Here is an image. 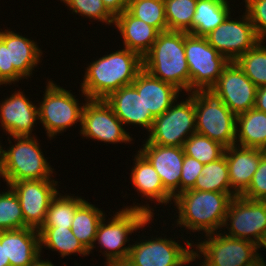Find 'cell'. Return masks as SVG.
Instances as JSON below:
<instances>
[{
	"mask_svg": "<svg viewBox=\"0 0 266 266\" xmlns=\"http://www.w3.org/2000/svg\"><path fill=\"white\" fill-rule=\"evenodd\" d=\"M142 69L143 58L127 48L104 55L85 69L81 93L85 99H105L130 85Z\"/></svg>",
	"mask_w": 266,
	"mask_h": 266,
	"instance_id": "6da1fadb",
	"label": "cell"
},
{
	"mask_svg": "<svg viewBox=\"0 0 266 266\" xmlns=\"http://www.w3.org/2000/svg\"><path fill=\"white\" fill-rule=\"evenodd\" d=\"M231 192L185 190L173 198L178 209L177 227L213 234L223 229Z\"/></svg>",
	"mask_w": 266,
	"mask_h": 266,
	"instance_id": "7a4b0ae2",
	"label": "cell"
},
{
	"mask_svg": "<svg viewBox=\"0 0 266 266\" xmlns=\"http://www.w3.org/2000/svg\"><path fill=\"white\" fill-rule=\"evenodd\" d=\"M143 68L152 76L190 93V76L183 31L160 32L143 57Z\"/></svg>",
	"mask_w": 266,
	"mask_h": 266,
	"instance_id": "3957f363",
	"label": "cell"
},
{
	"mask_svg": "<svg viewBox=\"0 0 266 266\" xmlns=\"http://www.w3.org/2000/svg\"><path fill=\"white\" fill-rule=\"evenodd\" d=\"M153 211L149 204H133L116 212L106 223L105 217L103 218L98 226L94 244L98 241L100 248L104 249L103 256L106 257V262L128 259L131 248L130 244L125 245L129 241L128 235L149 225L152 217L154 218Z\"/></svg>",
	"mask_w": 266,
	"mask_h": 266,
	"instance_id": "277c9868",
	"label": "cell"
},
{
	"mask_svg": "<svg viewBox=\"0 0 266 266\" xmlns=\"http://www.w3.org/2000/svg\"><path fill=\"white\" fill-rule=\"evenodd\" d=\"M196 133L220 143L225 148L235 145L236 115L213 89L194 92Z\"/></svg>",
	"mask_w": 266,
	"mask_h": 266,
	"instance_id": "5b68a950",
	"label": "cell"
},
{
	"mask_svg": "<svg viewBox=\"0 0 266 266\" xmlns=\"http://www.w3.org/2000/svg\"><path fill=\"white\" fill-rule=\"evenodd\" d=\"M15 144L3 150L1 177L7 183L51 179L53 169L35 136H12ZM17 142V143H16Z\"/></svg>",
	"mask_w": 266,
	"mask_h": 266,
	"instance_id": "8992f818",
	"label": "cell"
},
{
	"mask_svg": "<svg viewBox=\"0 0 266 266\" xmlns=\"http://www.w3.org/2000/svg\"><path fill=\"white\" fill-rule=\"evenodd\" d=\"M219 232L206 234L207 240L195 244L193 261L202 255L201 266H253L259 261L256 243Z\"/></svg>",
	"mask_w": 266,
	"mask_h": 266,
	"instance_id": "52a82bcc",
	"label": "cell"
},
{
	"mask_svg": "<svg viewBox=\"0 0 266 266\" xmlns=\"http://www.w3.org/2000/svg\"><path fill=\"white\" fill-rule=\"evenodd\" d=\"M184 49L190 76V92L211 89L229 60L211 46L204 36L184 32Z\"/></svg>",
	"mask_w": 266,
	"mask_h": 266,
	"instance_id": "ba28073f",
	"label": "cell"
},
{
	"mask_svg": "<svg viewBox=\"0 0 266 266\" xmlns=\"http://www.w3.org/2000/svg\"><path fill=\"white\" fill-rule=\"evenodd\" d=\"M43 95V100L38 103V114L49 139L77 122H80L81 127L85 103L79 104L75 95L55 84L53 80L48 81Z\"/></svg>",
	"mask_w": 266,
	"mask_h": 266,
	"instance_id": "9c48e42d",
	"label": "cell"
},
{
	"mask_svg": "<svg viewBox=\"0 0 266 266\" xmlns=\"http://www.w3.org/2000/svg\"><path fill=\"white\" fill-rule=\"evenodd\" d=\"M190 94V95H189ZM188 94V99L181 101L155 117L148 143L161 146L183 147L185 141L196 133L194 92Z\"/></svg>",
	"mask_w": 266,
	"mask_h": 266,
	"instance_id": "30bf717a",
	"label": "cell"
},
{
	"mask_svg": "<svg viewBox=\"0 0 266 266\" xmlns=\"http://www.w3.org/2000/svg\"><path fill=\"white\" fill-rule=\"evenodd\" d=\"M223 226H227L229 231L224 232L226 235L258 245L266 235V203L234 196L228 205Z\"/></svg>",
	"mask_w": 266,
	"mask_h": 266,
	"instance_id": "8fae6325",
	"label": "cell"
},
{
	"mask_svg": "<svg viewBox=\"0 0 266 266\" xmlns=\"http://www.w3.org/2000/svg\"><path fill=\"white\" fill-rule=\"evenodd\" d=\"M135 243L131 245L128 256L134 266H186L193 262L195 249L188 240L185 242L187 246L179 244L174 238L162 237L142 239Z\"/></svg>",
	"mask_w": 266,
	"mask_h": 266,
	"instance_id": "7c38bea8",
	"label": "cell"
},
{
	"mask_svg": "<svg viewBox=\"0 0 266 266\" xmlns=\"http://www.w3.org/2000/svg\"><path fill=\"white\" fill-rule=\"evenodd\" d=\"M80 133L101 142L130 143L132 137L104 99H86Z\"/></svg>",
	"mask_w": 266,
	"mask_h": 266,
	"instance_id": "4fadbf2b",
	"label": "cell"
},
{
	"mask_svg": "<svg viewBox=\"0 0 266 266\" xmlns=\"http://www.w3.org/2000/svg\"><path fill=\"white\" fill-rule=\"evenodd\" d=\"M230 19L231 14L215 30L204 37L211 46L229 61H236L260 40L246 11L242 18L240 17L241 20Z\"/></svg>",
	"mask_w": 266,
	"mask_h": 266,
	"instance_id": "5bb4252c",
	"label": "cell"
},
{
	"mask_svg": "<svg viewBox=\"0 0 266 266\" xmlns=\"http://www.w3.org/2000/svg\"><path fill=\"white\" fill-rule=\"evenodd\" d=\"M55 179L23 180L6 183L17 194L24 223L27 227L39 229L45 221L51 200L58 193Z\"/></svg>",
	"mask_w": 266,
	"mask_h": 266,
	"instance_id": "9a60e30c",
	"label": "cell"
},
{
	"mask_svg": "<svg viewBox=\"0 0 266 266\" xmlns=\"http://www.w3.org/2000/svg\"><path fill=\"white\" fill-rule=\"evenodd\" d=\"M211 89L235 115L255 107L257 86L235 61L229 62Z\"/></svg>",
	"mask_w": 266,
	"mask_h": 266,
	"instance_id": "2e32d148",
	"label": "cell"
},
{
	"mask_svg": "<svg viewBox=\"0 0 266 266\" xmlns=\"http://www.w3.org/2000/svg\"><path fill=\"white\" fill-rule=\"evenodd\" d=\"M0 39L7 47L9 83L12 85L23 78L28 79L41 62L42 50L34 40L8 29L0 31Z\"/></svg>",
	"mask_w": 266,
	"mask_h": 266,
	"instance_id": "e0dca14e",
	"label": "cell"
},
{
	"mask_svg": "<svg viewBox=\"0 0 266 266\" xmlns=\"http://www.w3.org/2000/svg\"><path fill=\"white\" fill-rule=\"evenodd\" d=\"M138 150L154 167L164 189L174 198L180 193V177L184 159L183 147L148 143Z\"/></svg>",
	"mask_w": 266,
	"mask_h": 266,
	"instance_id": "ac0fdd59",
	"label": "cell"
},
{
	"mask_svg": "<svg viewBox=\"0 0 266 266\" xmlns=\"http://www.w3.org/2000/svg\"><path fill=\"white\" fill-rule=\"evenodd\" d=\"M0 123L9 136H31L39 120L38 105H34L23 92L15 91L0 103Z\"/></svg>",
	"mask_w": 266,
	"mask_h": 266,
	"instance_id": "d6986e66",
	"label": "cell"
},
{
	"mask_svg": "<svg viewBox=\"0 0 266 266\" xmlns=\"http://www.w3.org/2000/svg\"><path fill=\"white\" fill-rule=\"evenodd\" d=\"M104 100L124 126L132 124L151 130L155 116L146 109L142 96L132 84L113 91Z\"/></svg>",
	"mask_w": 266,
	"mask_h": 266,
	"instance_id": "ffe728a7",
	"label": "cell"
},
{
	"mask_svg": "<svg viewBox=\"0 0 266 266\" xmlns=\"http://www.w3.org/2000/svg\"><path fill=\"white\" fill-rule=\"evenodd\" d=\"M265 150L232 145L225 148L231 193L240 196L249 186Z\"/></svg>",
	"mask_w": 266,
	"mask_h": 266,
	"instance_id": "44dd1931",
	"label": "cell"
},
{
	"mask_svg": "<svg viewBox=\"0 0 266 266\" xmlns=\"http://www.w3.org/2000/svg\"><path fill=\"white\" fill-rule=\"evenodd\" d=\"M0 242L10 266H29L41 255L39 232L32 227L0 231Z\"/></svg>",
	"mask_w": 266,
	"mask_h": 266,
	"instance_id": "7402d4cb",
	"label": "cell"
},
{
	"mask_svg": "<svg viewBox=\"0 0 266 266\" xmlns=\"http://www.w3.org/2000/svg\"><path fill=\"white\" fill-rule=\"evenodd\" d=\"M142 96L146 109L157 117L176 102L181 92L174 85L152 76L144 68L131 83Z\"/></svg>",
	"mask_w": 266,
	"mask_h": 266,
	"instance_id": "603a6c76",
	"label": "cell"
},
{
	"mask_svg": "<svg viewBox=\"0 0 266 266\" xmlns=\"http://www.w3.org/2000/svg\"><path fill=\"white\" fill-rule=\"evenodd\" d=\"M123 38L124 48L142 58L150 51L160 33L155 27L132 16L127 10L114 18V24Z\"/></svg>",
	"mask_w": 266,
	"mask_h": 266,
	"instance_id": "cb8c5ba5",
	"label": "cell"
},
{
	"mask_svg": "<svg viewBox=\"0 0 266 266\" xmlns=\"http://www.w3.org/2000/svg\"><path fill=\"white\" fill-rule=\"evenodd\" d=\"M133 160L135 163L131 168V183L142 198L156 201L159 205L172 202L173 197L164 189L162 180L151 163L139 151Z\"/></svg>",
	"mask_w": 266,
	"mask_h": 266,
	"instance_id": "d4e9b609",
	"label": "cell"
},
{
	"mask_svg": "<svg viewBox=\"0 0 266 266\" xmlns=\"http://www.w3.org/2000/svg\"><path fill=\"white\" fill-rule=\"evenodd\" d=\"M235 145L266 151V113L255 107L236 115Z\"/></svg>",
	"mask_w": 266,
	"mask_h": 266,
	"instance_id": "484cf974",
	"label": "cell"
},
{
	"mask_svg": "<svg viewBox=\"0 0 266 266\" xmlns=\"http://www.w3.org/2000/svg\"><path fill=\"white\" fill-rule=\"evenodd\" d=\"M228 0H198L192 20V28L187 32L196 36H206L215 30L231 14Z\"/></svg>",
	"mask_w": 266,
	"mask_h": 266,
	"instance_id": "4316f807",
	"label": "cell"
},
{
	"mask_svg": "<svg viewBox=\"0 0 266 266\" xmlns=\"http://www.w3.org/2000/svg\"><path fill=\"white\" fill-rule=\"evenodd\" d=\"M104 213L86 200L76 209L71 230L89 253L96 246L94 245L95 235L100 222L105 217Z\"/></svg>",
	"mask_w": 266,
	"mask_h": 266,
	"instance_id": "83f0119b",
	"label": "cell"
},
{
	"mask_svg": "<svg viewBox=\"0 0 266 266\" xmlns=\"http://www.w3.org/2000/svg\"><path fill=\"white\" fill-rule=\"evenodd\" d=\"M38 232L40 253H42V248L45 246V248L48 247V249L52 251H58L63 258L74 253H78L83 256L90 254L72 233L71 228L40 227Z\"/></svg>",
	"mask_w": 266,
	"mask_h": 266,
	"instance_id": "f1b7e54d",
	"label": "cell"
},
{
	"mask_svg": "<svg viewBox=\"0 0 266 266\" xmlns=\"http://www.w3.org/2000/svg\"><path fill=\"white\" fill-rule=\"evenodd\" d=\"M195 181L193 190L212 192H231L226 156L214 162L204 164Z\"/></svg>",
	"mask_w": 266,
	"mask_h": 266,
	"instance_id": "f546056e",
	"label": "cell"
},
{
	"mask_svg": "<svg viewBox=\"0 0 266 266\" xmlns=\"http://www.w3.org/2000/svg\"><path fill=\"white\" fill-rule=\"evenodd\" d=\"M61 195L58 192L51 200L45 221L41 227L71 228L76 209L85 200L77 196Z\"/></svg>",
	"mask_w": 266,
	"mask_h": 266,
	"instance_id": "4dcf8cb0",
	"label": "cell"
},
{
	"mask_svg": "<svg viewBox=\"0 0 266 266\" xmlns=\"http://www.w3.org/2000/svg\"><path fill=\"white\" fill-rule=\"evenodd\" d=\"M127 11L159 32L168 31L164 0H128Z\"/></svg>",
	"mask_w": 266,
	"mask_h": 266,
	"instance_id": "1f68e13d",
	"label": "cell"
},
{
	"mask_svg": "<svg viewBox=\"0 0 266 266\" xmlns=\"http://www.w3.org/2000/svg\"><path fill=\"white\" fill-rule=\"evenodd\" d=\"M263 44L264 41H259L235 61L257 88L266 86V46Z\"/></svg>",
	"mask_w": 266,
	"mask_h": 266,
	"instance_id": "d6a6232c",
	"label": "cell"
},
{
	"mask_svg": "<svg viewBox=\"0 0 266 266\" xmlns=\"http://www.w3.org/2000/svg\"><path fill=\"white\" fill-rule=\"evenodd\" d=\"M198 0H164L168 31L188 32L192 28Z\"/></svg>",
	"mask_w": 266,
	"mask_h": 266,
	"instance_id": "836d02e7",
	"label": "cell"
},
{
	"mask_svg": "<svg viewBox=\"0 0 266 266\" xmlns=\"http://www.w3.org/2000/svg\"><path fill=\"white\" fill-rule=\"evenodd\" d=\"M185 155L195 158L202 164L214 162L224 155L225 147L210 138L192 134L184 143Z\"/></svg>",
	"mask_w": 266,
	"mask_h": 266,
	"instance_id": "e575fe53",
	"label": "cell"
},
{
	"mask_svg": "<svg viewBox=\"0 0 266 266\" xmlns=\"http://www.w3.org/2000/svg\"><path fill=\"white\" fill-rule=\"evenodd\" d=\"M17 194L9 186L0 193V231L26 228Z\"/></svg>",
	"mask_w": 266,
	"mask_h": 266,
	"instance_id": "d590c367",
	"label": "cell"
},
{
	"mask_svg": "<svg viewBox=\"0 0 266 266\" xmlns=\"http://www.w3.org/2000/svg\"><path fill=\"white\" fill-rule=\"evenodd\" d=\"M67 5L72 13H76L85 18L98 20L102 23L114 24V17L107 11L102 0H60Z\"/></svg>",
	"mask_w": 266,
	"mask_h": 266,
	"instance_id": "8d00e7d4",
	"label": "cell"
},
{
	"mask_svg": "<svg viewBox=\"0 0 266 266\" xmlns=\"http://www.w3.org/2000/svg\"><path fill=\"white\" fill-rule=\"evenodd\" d=\"M240 196L250 200L266 199V152L262 155L248 188Z\"/></svg>",
	"mask_w": 266,
	"mask_h": 266,
	"instance_id": "74e56055",
	"label": "cell"
},
{
	"mask_svg": "<svg viewBox=\"0 0 266 266\" xmlns=\"http://www.w3.org/2000/svg\"><path fill=\"white\" fill-rule=\"evenodd\" d=\"M246 12L260 41L266 40V0H244Z\"/></svg>",
	"mask_w": 266,
	"mask_h": 266,
	"instance_id": "f35d334b",
	"label": "cell"
},
{
	"mask_svg": "<svg viewBox=\"0 0 266 266\" xmlns=\"http://www.w3.org/2000/svg\"><path fill=\"white\" fill-rule=\"evenodd\" d=\"M203 167L204 164L195 158L184 155L180 177V193L194 187L196 178L202 174Z\"/></svg>",
	"mask_w": 266,
	"mask_h": 266,
	"instance_id": "ab89813d",
	"label": "cell"
},
{
	"mask_svg": "<svg viewBox=\"0 0 266 266\" xmlns=\"http://www.w3.org/2000/svg\"><path fill=\"white\" fill-rule=\"evenodd\" d=\"M9 84V68L7 47L5 43L0 39V86Z\"/></svg>",
	"mask_w": 266,
	"mask_h": 266,
	"instance_id": "60d3db41",
	"label": "cell"
},
{
	"mask_svg": "<svg viewBox=\"0 0 266 266\" xmlns=\"http://www.w3.org/2000/svg\"><path fill=\"white\" fill-rule=\"evenodd\" d=\"M107 11L115 18L127 10L128 0H102Z\"/></svg>",
	"mask_w": 266,
	"mask_h": 266,
	"instance_id": "b9f144b4",
	"label": "cell"
},
{
	"mask_svg": "<svg viewBox=\"0 0 266 266\" xmlns=\"http://www.w3.org/2000/svg\"><path fill=\"white\" fill-rule=\"evenodd\" d=\"M255 108L266 113V86L257 88Z\"/></svg>",
	"mask_w": 266,
	"mask_h": 266,
	"instance_id": "7bdbcfd3",
	"label": "cell"
},
{
	"mask_svg": "<svg viewBox=\"0 0 266 266\" xmlns=\"http://www.w3.org/2000/svg\"><path fill=\"white\" fill-rule=\"evenodd\" d=\"M105 266H134L128 259L105 262Z\"/></svg>",
	"mask_w": 266,
	"mask_h": 266,
	"instance_id": "ee69618b",
	"label": "cell"
},
{
	"mask_svg": "<svg viewBox=\"0 0 266 266\" xmlns=\"http://www.w3.org/2000/svg\"><path fill=\"white\" fill-rule=\"evenodd\" d=\"M0 266H10V261H6L4 243L0 242Z\"/></svg>",
	"mask_w": 266,
	"mask_h": 266,
	"instance_id": "f6af8a7d",
	"label": "cell"
},
{
	"mask_svg": "<svg viewBox=\"0 0 266 266\" xmlns=\"http://www.w3.org/2000/svg\"><path fill=\"white\" fill-rule=\"evenodd\" d=\"M40 258H41V255H39L37 259L29 266H54V264H52L51 261L49 260L44 261L43 259L41 260Z\"/></svg>",
	"mask_w": 266,
	"mask_h": 266,
	"instance_id": "bcb514c9",
	"label": "cell"
},
{
	"mask_svg": "<svg viewBox=\"0 0 266 266\" xmlns=\"http://www.w3.org/2000/svg\"><path fill=\"white\" fill-rule=\"evenodd\" d=\"M259 261L253 266H266V262L263 260V257L258 255Z\"/></svg>",
	"mask_w": 266,
	"mask_h": 266,
	"instance_id": "7dc6e473",
	"label": "cell"
},
{
	"mask_svg": "<svg viewBox=\"0 0 266 266\" xmlns=\"http://www.w3.org/2000/svg\"><path fill=\"white\" fill-rule=\"evenodd\" d=\"M264 247L266 249V235L262 238L260 243L258 244V248Z\"/></svg>",
	"mask_w": 266,
	"mask_h": 266,
	"instance_id": "c3c4849f",
	"label": "cell"
},
{
	"mask_svg": "<svg viewBox=\"0 0 266 266\" xmlns=\"http://www.w3.org/2000/svg\"><path fill=\"white\" fill-rule=\"evenodd\" d=\"M3 147L1 146V144H0V164H2L3 163Z\"/></svg>",
	"mask_w": 266,
	"mask_h": 266,
	"instance_id": "681fc988",
	"label": "cell"
},
{
	"mask_svg": "<svg viewBox=\"0 0 266 266\" xmlns=\"http://www.w3.org/2000/svg\"><path fill=\"white\" fill-rule=\"evenodd\" d=\"M1 167H2V164H0V177H1Z\"/></svg>",
	"mask_w": 266,
	"mask_h": 266,
	"instance_id": "f907efd6",
	"label": "cell"
}]
</instances>
